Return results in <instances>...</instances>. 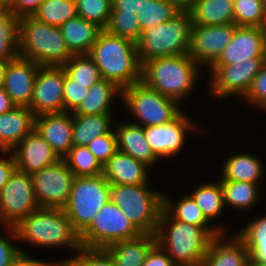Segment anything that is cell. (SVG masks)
Segmentation results:
<instances>
[{
	"label": "cell",
	"instance_id": "obj_35",
	"mask_svg": "<svg viewBox=\"0 0 266 266\" xmlns=\"http://www.w3.org/2000/svg\"><path fill=\"white\" fill-rule=\"evenodd\" d=\"M19 19L9 9L0 8V60H14L19 56Z\"/></svg>",
	"mask_w": 266,
	"mask_h": 266
},
{
	"label": "cell",
	"instance_id": "obj_43",
	"mask_svg": "<svg viewBox=\"0 0 266 266\" xmlns=\"http://www.w3.org/2000/svg\"><path fill=\"white\" fill-rule=\"evenodd\" d=\"M76 253L68 257L72 266H116L104 248L81 247Z\"/></svg>",
	"mask_w": 266,
	"mask_h": 266
},
{
	"label": "cell",
	"instance_id": "obj_15",
	"mask_svg": "<svg viewBox=\"0 0 266 266\" xmlns=\"http://www.w3.org/2000/svg\"><path fill=\"white\" fill-rule=\"evenodd\" d=\"M237 27L235 23L210 26L193 25L188 55L201 67L203 65L209 69L232 41Z\"/></svg>",
	"mask_w": 266,
	"mask_h": 266
},
{
	"label": "cell",
	"instance_id": "obj_41",
	"mask_svg": "<svg viewBox=\"0 0 266 266\" xmlns=\"http://www.w3.org/2000/svg\"><path fill=\"white\" fill-rule=\"evenodd\" d=\"M108 33L130 40L135 44L138 42L142 30L138 23L137 13L111 12Z\"/></svg>",
	"mask_w": 266,
	"mask_h": 266
},
{
	"label": "cell",
	"instance_id": "obj_36",
	"mask_svg": "<svg viewBox=\"0 0 266 266\" xmlns=\"http://www.w3.org/2000/svg\"><path fill=\"white\" fill-rule=\"evenodd\" d=\"M38 21L60 27L77 16L75 0H44L32 15Z\"/></svg>",
	"mask_w": 266,
	"mask_h": 266
},
{
	"label": "cell",
	"instance_id": "obj_2",
	"mask_svg": "<svg viewBox=\"0 0 266 266\" xmlns=\"http://www.w3.org/2000/svg\"><path fill=\"white\" fill-rule=\"evenodd\" d=\"M88 55L99 68L101 78L120 89L141 81L142 65L136 44L130 40L102 30Z\"/></svg>",
	"mask_w": 266,
	"mask_h": 266
},
{
	"label": "cell",
	"instance_id": "obj_45",
	"mask_svg": "<svg viewBox=\"0 0 266 266\" xmlns=\"http://www.w3.org/2000/svg\"><path fill=\"white\" fill-rule=\"evenodd\" d=\"M88 85H81L69 78L64 71L63 101L64 111L74 112L88 94Z\"/></svg>",
	"mask_w": 266,
	"mask_h": 266
},
{
	"label": "cell",
	"instance_id": "obj_53",
	"mask_svg": "<svg viewBox=\"0 0 266 266\" xmlns=\"http://www.w3.org/2000/svg\"><path fill=\"white\" fill-rule=\"evenodd\" d=\"M17 105L12 101L6 90L0 88V115L12 111Z\"/></svg>",
	"mask_w": 266,
	"mask_h": 266
},
{
	"label": "cell",
	"instance_id": "obj_30",
	"mask_svg": "<svg viewBox=\"0 0 266 266\" xmlns=\"http://www.w3.org/2000/svg\"><path fill=\"white\" fill-rule=\"evenodd\" d=\"M113 113L73 115V146H86L94 138L109 133L114 127Z\"/></svg>",
	"mask_w": 266,
	"mask_h": 266
},
{
	"label": "cell",
	"instance_id": "obj_12",
	"mask_svg": "<svg viewBox=\"0 0 266 266\" xmlns=\"http://www.w3.org/2000/svg\"><path fill=\"white\" fill-rule=\"evenodd\" d=\"M39 208L32 176L16 169L0 191L1 224L14 227Z\"/></svg>",
	"mask_w": 266,
	"mask_h": 266
},
{
	"label": "cell",
	"instance_id": "obj_54",
	"mask_svg": "<svg viewBox=\"0 0 266 266\" xmlns=\"http://www.w3.org/2000/svg\"><path fill=\"white\" fill-rule=\"evenodd\" d=\"M174 4L180 11H188L195 0H168Z\"/></svg>",
	"mask_w": 266,
	"mask_h": 266
},
{
	"label": "cell",
	"instance_id": "obj_52",
	"mask_svg": "<svg viewBox=\"0 0 266 266\" xmlns=\"http://www.w3.org/2000/svg\"><path fill=\"white\" fill-rule=\"evenodd\" d=\"M47 261L40 260L24 251L14 260L11 266H44Z\"/></svg>",
	"mask_w": 266,
	"mask_h": 266
},
{
	"label": "cell",
	"instance_id": "obj_24",
	"mask_svg": "<svg viewBox=\"0 0 266 266\" xmlns=\"http://www.w3.org/2000/svg\"><path fill=\"white\" fill-rule=\"evenodd\" d=\"M114 131L117 138L118 151L132 156L149 168L156 165L159 159L152 152L148 144L144 128L134 122L126 121L116 124Z\"/></svg>",
	"mask_w": 266,
	"mask_h": 266
},
{
	"label": "cell",
	"instance_id": "obj_50",
	"mask_svg": "<svg viewBox=\"0 0 266 266\" xmlns=\"http://www.w3.org/2000/svg\"><path fill=\"white\" fill-rule=\"evenodd\" d=\"M44 0H15L9 9L18 18L32 16Z\"/></svg>",
	"mask_w": 266,
	"mask_h": 266
},
{
	"label": "cell",
	"instance_id": "obj_29",
	"mask_svg": "<svg viewBox=\"0 0 266 266\" xmlns=\"http://www.w3.org/2000/svg\"><path fill=\"white\" fill-rule=\"evenodd\" d=\"M188 11L193 25L234 23V3L230 0H195Z\"/></svg>",
	"mask_w": 266,
	"mask_h": 266
},
{
	"label": "cell",
	"instance_id": "obj_6",
	"mask_svg": "<svg viewBox=\"0 0 266 266\" xmlns=\"http://www.w3.org/2000/svg\"><path fill=\"white\" fill-rule=\"evenodd\" d=\"M192 26L189 11H180L169 21L142 30L136 43L141 65L155 58L188 54Z\"/></svg>",
	"mask_w": 266,
	"mask_h": 266
},
{
	"label": "cell",
	"instance_id": "obj_3",
	"mask_svg": "<svg viewBox=\"0 0 266 266\" xmlns=\"http://www.w3.org/2000/svg\"><path fill=\"white\" fill-rule=\"evenodd\" d=\"M200 68L188 54L155 58L142 64L141 81L181 103L192 95L202 73Z\"/></svg>",
	"mask_w": 266,
	"mask_h": 266
},
{
	"label": "cell",
	"instance_id": "obj_25",
	"mask_svg": "<svg viewBox=\"0 0 266 266\" xmlns=\"http://www.w3.org/2000/svg\"><path fill=\"white\" fill-rule=\"evenodd\" d=\"M155 244V234H140L133 239L114 242L104 249L116 266H142L147 253Z\"/></svg>",
	"mask_w": 266,
	"mask_h": 266
},
{
	"label": "cell",
	"instance_id": "obj_49",
	"mask_svg": "<svg viewBox=\"0 0 266 266\" xmlns=\"http://www.w3.org/2000/svg\"><path fill=\"white\" fill-rule=\"evenodd\" d=\"M3 157L0 158V191L4 185L9 181L11 175L17 169L15 157L12 152H0Z\"/></svg>",
	"mask_w": 266,
	"mask_h": 266
},
{
	"label": "cell",
	"instance_id": "obj_7",
	"mask_svg": "<svg viewBox=\"0 0 266 266\" xmlns=\"http://www.w3.org/2000/svg\"><path fill=\"white\" fill-rule=\"evenodd\" d=\"M148 184L111 186L110 199L141 234H155L163 210V193Z\"/></svg>",
	"mask_w": 266,
	"mask_h": 266
},
{
	"label": "cell",
	"instance_id": "obj_33",
	"mask_svg": "<svg viewBox=\"0 0 266 266\" xmlns=\"http://www.w3.org/2000/svg\"><path fill=\"white\" fill-rule=\"evenodd\" d=\"M190 195L196 204L202 210L204 216L211 222L221 216L225 210L223 189L218 179L216 181H208L194 186ZM223 212V213H222Z\"/></svg>",
	"mask_w": 266,
	"mask_h": 266
},
{
	"label": "cell",
	"instance_id": "obj_55",
	"mask_svg": "<svg viewBox=\"0 0 266 266\" xmlns=\"http://www.w3.org/2000/svg\"><path fill=\"white\" fill-rule=\"evenodd\" d=\"M9 61L11 60H0V88L4 85L5 71Z\"/></svg>",
	"mask_w": 266,
	"mask_h": 266
},
{
	"label": "cell",
	"instance_id": "obj_46",
	"mask_svg": "<svg viewBox=\"0 0 266 266\" xmlns=\"http://www.w3.org/2000/svg\"><path fill=\"white\" fill-rule=\"evenodd\" d=\"M242 99L250 105H256V108L266 110V62Z\"/></svg>",
	"mask_w": 266,
	"mask_h": 266
},
{
	"label": "cell",
	"instance_id": "obj_38",
	"mask_svg": "<svg viewBox=\"0 0 266 266\" xmlns=\"http://www.w3.org/2000/svg\"><path fill=\"white\" fill-rule=\"evenodd\" d=\"M62 67L69 78L88 88L102 79L99 68L88 54L73 55Z\"/></svg>",
	"mask_w": 266,
	"mask_h": 266
},
{
	"label": "cell",
	"instance_id": "obj_8",
	"mask_svg": "<svg viewBox=\"0 0 266 266\" xmlns=\"http://www.w3.org/2000/svg\"><path fill=\"white\" fill-rule=\"evenodd\" d=\"M120 99L136 124L142 127L170 122L183 111L178 101L163 96L142 81L122 89Z\"/></svg>",
	"mask_w": 266,
	"mask_h": 266
},
{
	"label": "cell",
	"instance_id": "obj_21",
	"mask_svg": "<svg viewBox=\"0 0 266 266\" xmlns=\"http://www.w3.org/2000/svg\"><path fill=\"white\" fill-rule=\"evenodd\" d=\"M226 235L221 233L212 239L201 266H249L245 243L235 233Z\"/></svg>",
	"mask_w": 266,
	"mask_h": 266
},
{
	"label": "cell",
	"instance_id": "obj_26",
	"mask_svg": "<svg viewBox=\"0 0 266 266\" xmlns=\"http://www.w3.org/2000/svg\"><path fill=\"white\" fill-rule=\"evenodd\" d=\"M264 163L259 157L252 153H237L229 155L225 159L219 180L244 181L249 183H260L264 172Z\"/></svg>",
	"mask_w": 266,
	"mask_h": 266
},
{
	"label": "cell",
	"instance_id": "obj_59",
	"mask_svg": "<svg viewBox=\"0 0 266 266\" xmlns=\"http://www.w3.org/2000/svg\"><path fill=\"white\" fill-rule=\"evenodd\" d=\"M249 266H266V265H262V264H249Z\"/></svg>",
	"mask_w": 266,
	"mask_h": 266
},
{
	"label": "cell",
	"instance_id": "obj_32",
	"mask_svg": "<svg viewBox=\"0 0 266 266\" xmlns=\"http://www.w3.org/2000/svg\"><path fill=\"white\" fill-rule=\"evenodd\" d=\"M245 225L235 234L245 243L250 264L266 265V214Z\"/></svg>",
	"mask_w": 266,
	"mask_h": 266
},
{
	"label": "cell",
	"instance_id": "obj_39",
	"mask_svg": "<svg viewBox=\"0 0 266 266\" xmlns=\"http://www.w3.org/2000/svg\"><path fill=\"white\" fill-rule=\"evenodd\" d=\"M63 159L76 177L103 174V166L87 146H73Z\"/></svg>",
	"mask_w": 266,
	"mask_h": 266
},
{
	"label": "cell",
	"instance_id": "obj_4",
	"mask_svg": "<svg viewBox=\"0 0 266 266\" xmlns=\"http://www.w3.org/2000/svg\"><path fill=\"white\" fill-rule=\"evenodd\" d=\"M14 228L18 241L28 242L35 247H65L75 252L82 247L80 233L73 227L63 209L40 207Z\"/></svg>",
	"mask_w": 266,
	"mask_h": 266
},
{
	"label": "cell",
	"instance_id": "obj_34",
	"mask_svg": "<svg viewBox=\"0 0 266 266\" xmlns=\"http://www.w3.org/2000/svg\"><path fill=\"white\" fill-rule=\"evenodd\" d=\"M225 206L229 208L248 210L258 203L260 183L244 181L220 180Z\"/></svg>",
	"mask_w": 266,
	"mask_h": 266
},
{
	"label": "cell",
	"instance_id": "obj_16",
	"mask_svg": "<svg viewBox=\"0 0 266 266\" xmlns=\"http://www.w3.org/2000/svg\"><path fill=\"white\" fill-rule=\"evenodd\" d=\"M63 84L64 69L62 66L39 67L28 106L35 116L64 112Z\"/></svg>",
	"mask_w": 266,
	"mask_h": 266
},
{
	"label": "cell",
	"instance_id": "obj_42",
	"mask_svg": "<svg viewBox=\"0 0 266 266\" xmlns=\"http://www.w3.org/2000/svg\"><path fill=\"white\" fill-rule=\"evenodd\" d=\"M75 3L78 16L102 30L106 29L111 16L112 0H75Z\"/></svg>",
	"mask_w": 266,
	"mask_h": 266
},
{
	"label": "cell",
	"instance_id": "obj_10",
	"mask_svg": "<svg viewBox=\"0 0 266 266\" xmlns=\"http://www.w3.org/2000/svg\"><path fill=\"white\" fill-rule=\"evenodd\" d=\"M140 234L124 212L110 199L80 234V241L82 247L105 248L114 242L136 238Z\"/></svg>",
	"mask_w": 266,
	"mask_h": 266
},
{
	"label": "cell",
	"instance_id": "obj_23",
	"mask_svg": "<svg viewBox=\"0 0 266 266\" xmlns=\"http://www.w3.org/2000/svg\"><path fill=\"white\" fill-rule=\"evenodd\" d=\"M35 115L26 106H16L0 115V152H11L35 129Z\"/></svg>",
	"mask_w": 266,
	"mask_h": 266
},
{
	"label": "cell",
	"instance_id": "obj_56",
	"mask_svg": "<svg viewBox=\"0 0 266 266\" xmlns=\"http://www.w3.org/2000/svg\"><path fill=\"white\" fill-rule=\"evenodd\" d=\"M44 266H72L71 262L68 258H65L63 260L60 259V261L54 262H47Z\"/></svg>",
	"mask_w": 266,
	"mask_h": 266
},
{
	"label": "cell",
	"instance_id": "obj_58",
	"mask_svg": "<svg viewBox=\"0 0 266 266\" xmlns=\"http://www.w3.org/2000/svg\"><path fill=\"white\" fill-rule=\"evenodd\" d=\"M262 3H263L264 10L266 12V0H262Z\"/></svg>",
	"mask_w": 266,
	"mask_h": 266
},
{
	"label": "cell",
	"instance_id": "obj_37",
	"mask_svg": "<svg viewBox=\"0 0 266 266\" xmlns=\"http://www.w3.org/2000/svg\"><path fill=\"white\" fill-rule=\"evenodd\" d=\"M180 10L168 0H143L137 11L141 30L165 23L177 15Z\"/></svg>",
	"mask_w": 266,
	"mask_h": 266
},
{
	"label": "cell",
	"instance_id": "obj_11",
	"mask_svg": "<svg viewBox=\"0 0 266 266\" xmlns=\"http://www.w3.org/2000/svg\"><path fill=\"white\" fill-rule=\"evenodd\" d=\"M265 62L266 57H255L231 65H212L208 91L221 101L237 95L242 99Z\"/></svg>",
	"mask_w": 266,
	"mask_h": 266
},
{
	"label": "cell",
	"instance_id": "obj_17",
	"mask_svg": "<svg viewBox=\"0 0 266 266\" xmlns=\"http://www.w3.org/2000/svg\"><path fill=\"white\" fill-rule=\"evenodd\" d=\"M255 57H266V28L238 26L213 65H231Z\"/></svg>",
	"mask_w": 266,
	"mask_h": 266
},
{
	"label": "cell",
	"instance_id": "obj_13",
	"mask_svg": "<svg viewBox=\"0 0 266 266\" xmlns=\"http://www.w3.org/2000/svg\"><path fill=\"white\" fill-rule=\"evenodd\" d=\"M36 200L42 208L63 209L69 200L75 175L64 159L31 175Z\"/></svg>",
	"mask_w": 266,
	"mask_h": 266
},
{
	"label": "cell",
	"instance_id": "obj_5",
	"mask_svg": "<svg viewBox=\"0 0 266 266\" xmlns=\"http://www.w3.org/2000/svg\"><path fill=\"white\" fill-rule=\"evenodd\" d=\"M18 54L39 66H62L74 55L60 27L38 21L33 16L19 19Z\"/></svg>",
	"mask_w": 266,
	"mask_h": 266
},
{
	"label": "cell",
	"instance_id": "obj_40",
	"mask_svg": "<svg viewBox=\"0 0 266 266\" xmlns=\"http://www.w3.org/2000/svg\"><path fill=\"white\" fill-rule=\"evenodd\" d=\"M234 23L239 27L266 28V12L260 0L234 2Z\"/></svg>",
	"mask_w": 266,
	"mask_h": 266
},
{
	"label": "cell",
	"instance_id": "obj_9",
	"mask_svg": "<svg viewBox=\"0 0 266 266\" xmlns=\"http://www.w3.org/2000/svg\"><path fill=\"white\" fill-rule=\"evenodd\" d=\"M111 185L102 174L75 177L64 212L81 234L110 200Z\"/></svg>",
	"mask_w": 266,
	"mask_h": 266
},
{
	"label": "cell",
	"instance_id": "obj_20",
	"mask_svg": "<svg viewBox=\"0 0 266 266\" xmlns=\"http://www.w3.org/2000/svg\"><path fill=\"white\" fill-rule=\"evenodd\" d=\"M72 128V112L47 113L35 117V130L50 144L60 159L73 147Z\"/></svg>",
	"mask_w": 266,
	"mask_h": 266
},
{
	"label": "cell",
	"instance_id": "obj_22",
	"mask_svg": "<svg viewBox=\"0 0 266 266\" xmlns=\"http://www.w3.org/2000/svg\"><path fill=\"white\" fill-rule=\"evenodd\" d=\"M149 167L132 156L116 151L103 165V176L111 186L149 184Z\"/></svg>",
	"mask_w": 266,
	"mask_h": 266
},
{
	"label": "cell",
	"instance_id": "obj_14",
	"mask_svg": "<svg viewBox=\"0 0 266 266\" xmlns=\"http://www.w3.org/2000/svg\"><path fill=\"white\" fill-rule=\"evenodd\" d=\"M184 112L170 122L143 127L146 140L158 159L176 156L184 147L187 134L200 130L201 126Z\"/></svg>",
	"mask_w": 266,
	"mask_h": 266
},
{
	"label": "cell",
	"instance_id": "obj_48",
	"mask_svg": "<svg viewBox=\"0 0 266 266\" xmlns=\"http://www.w3.org/2000/svg\"><path fill=\"white\" fill-rule=\"evenodd\" d=\"M142 266H177L169 255L156 243L147 253Z\"/></svg>",
	"mask_w": 266,
	"mask_h": 266
},
{
	"label": "cell",
	"instance_id": "obj_57",
	"mask_svg": "<svg viewBox=\"0 0 266 266\" xmlns=\"http://www.w3.org/2000/svg\"><path fill=\"white\" fill-rule=\"evenodd\" d=\"M14 2L15 0H0V8L10 9L13 6Z\"/></svg>",
	"mask_w": 266,
	"mask_h": 266
},
{
	"label": "cell",
	"instance_id": "obj_1",
	"mask_svg": "<svg viewBox=\"0 0 266 266\" xmlns=\"http://www.w3.org/2000/svg\"><path fill=\"white\" fill-rule=\"evenodd\" d=\"M217 227H201L172 219L162 210L155 233L156 243L177 266H201Z\"/></svg>",
	"mask_w": 266,
	"mask_h": 266
},
{
	"label": "cell",
	"instance_id": "obj_19",
	"mask_svg": "<svg viewBox=\"0 0 266 266\" xmlns=\"http://www.w3.org/2000/svg\"><path fill=\"white\" fill-rule=\"evenodd\" d=\"M39 67L36 62L20 56L8 62L3 88L17 106L30 105Z\"/></svg>",
	"mask_w": 266,
	"mask_h": 266
},
{
	"label": "cell",
	"instance_id": "obj_18",
	"mask_svg": "<svg viewBox=\"0 0 266 266\" xmlns=\"http://www.w3.org/2000/svg\"><path fill=\"white\" fill-rule=\"evenodd\" d=\"M18 170L32 175L56 163L60 158L35 129L12 151Z\"/></svg>",
	"mask_w": 266,
	"mask_h": 266
},
{
	"label": "cell",
	"instance_id": "obj_31",
	"mask_svg": "<svg viewBox=\"0 0 266 266\" xmlns=\"http://www.w3.org/2000/svg\"><path fill=\"white\" fill-rule=\"evenodd\" d=\"M178 202H173L170 196L163 192V210L175 220H179L188 224L201 227H217L221 233H226L223 224L218 226L209 224L210 221L204 216L200 207L190 194H185L178 199ZM177 203V204H176Z\"/></svg>",
	"mask_w": 266,
	"mask_h": 266
},
{
	"label": "cell",
	"instance_id": "obj_28",
	"mask_svg": "<svg viewBox=\"0 0 266 266\" xmlns=\"http://www.w3.org/2000/svg\"><path fill=\"white\" fill-rule=\"evenodd\" d=\"M60 30L74 55L88 54L102 31L99 26L78 15L60 26Z\"/></svg>",
	"mask_w": 266,
	"mask_h": 266
},
{
	"label": "cell",
	"instance_id": "obj_27",
	"mask_svg": "<svg viewBox=\"0 0 266 266\" xmlns=\"http://www.w3.org/2000/svg\"><path fill=\"white\" fill-rule=\"evenodd\" d=\"M116 97H122V89L114 82L101 79L89 88L88 94L72 115L113 113L112 101Z\"/></svg>",
	"mask_w": 266,
	"mask_h": 266
},
{
	"label": "cell",
	"instance_id": "obj_51",
	"mask_svg": "<svg viewBox=\"0 0 266 266\" xmlns=\"http://www.w3.org/2000/svg\"><path fill=\"white\" fill-rule=\"evenodd\" d=\"M142 4L143 0H112L111 12L137 13Z\"/></svg>",
	"mask_w": 266,
	"mask_h": 266
},
{
	"label": "cell",
	"instance_id": "obj_47",
	"mask_svg": "<svg viewBox=\"0 0 266 266\" xmlns=\"http://www.w3.org/2000/svg\"><path fill=\"white\" fill-rule=\"evenodd\" d=\"M5 230L8 232L7 236L10 238L0 233V266H11L14 260L21 254V252L23 253L24 250L20 249L15 244L18 240L15 228L5 226ZM13 239L15 242H13Z\"/></svg>",
	"mask_w": 266,
	"mask_h": 266
},
{
	"label": "cell",
	"instance_id": "obj_44",
	"mask_svg": "<svg viewBox=\"0 0 266 266\" xmlns=\"http://www.w3.org/2000/svg\"><path fill=\"white\" fill-rule=\"evenodd\" d=\"M86 146L103 166L108 161V159L118 150L117 138L114 128L109 133L94 138Z\"/></svg>",
	"mask_w": 266,
	"mask_h": 266
}]
</instances>
